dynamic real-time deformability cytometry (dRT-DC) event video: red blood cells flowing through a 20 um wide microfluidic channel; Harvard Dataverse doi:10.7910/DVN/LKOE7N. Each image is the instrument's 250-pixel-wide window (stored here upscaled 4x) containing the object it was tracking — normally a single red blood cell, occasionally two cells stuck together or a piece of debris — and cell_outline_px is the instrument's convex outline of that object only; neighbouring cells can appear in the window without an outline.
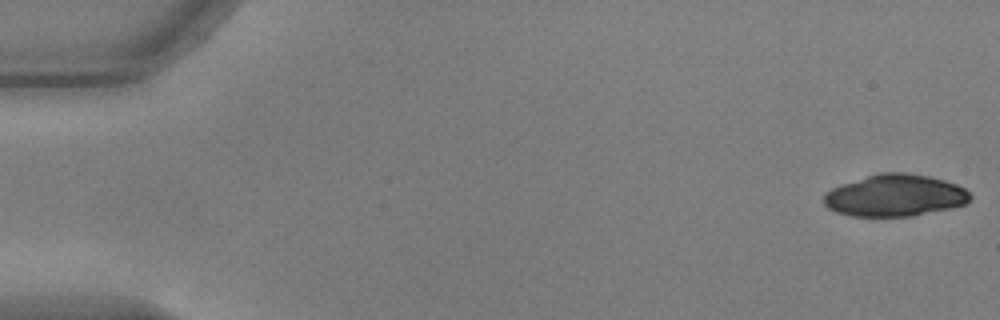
{"species": "common noctule bat (a hibernating species)", "species_latin": "Nyctalus noctula", "temperature_condition": "warm", "stored_images_in_passage": 15, "camera_frame_rate_fps": 3000, "um_per_image_px": 0.085, "animal": {"sex": "male", "body_mass_g": 17.9, "forearm_length_mm": 54.2}, "frame": {"image": 1, "passage_image": 1, "time_ms": 0.0, "image_size_px": [1000, 320], "cell_outline_px": [[972, 200], [964, 204], [952, 208], [912, 216], [852, 216], [836, 212], [828, 208], [824, 204], [824, 196], [832, 188], [840, 184], [880, 172], [908, 172], [928, 176], [944, 180], [956, 184], [964, 188], [972, 196]], "centroid_in_image_um": [76.09, 16.61], "position_along_channel_um": 8.9, "area_um2": 35.84}}